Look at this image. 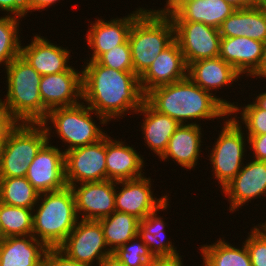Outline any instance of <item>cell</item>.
I'll return each mask as SVG.
<instances>
[{
    "label": "cell",
    "mask_w": 266,
    "mask_h": 266,
    "mask_svg": "<svg viewBox=\"0 0 266 266\" xmlns=\"http://www.w3.org/2000/svg\"><path fill=\"white\" fill-rule=\"evenodd\" d=\"M83 64L82 100L108 123L134 115L142 106L145 94L134 72L104 67L97 61Z\"/></svg>",
    "instance_id": "1"
},
{
    "label": "cell",
    "mask_w": 266,
    "mask_h": 266,
    "mask_svg": "<svg viewBox=\"0 0 266 266\" xmlns=\"http://www.w3.org/2000/svg\"><path fill=\"white\" fill-rule=\"evenodd\" d=\"M145 101L179 124L202 125L199 123L201 120L218 121L221 118L220 122L230 116V111L215 96L196 85L188 76L151 89L145 94Z\"/></svg>",
    "instance_id": "2"
},
{
    "label": "cell",
    "mask_w": 266,
    "mask_h": 266,
    "mask_svg": "<svg viewBox=\"0 0 266 266\" xmlns=\"http://www.w3.org/2000/svg\"><path fill=\"white\" fill-rule=\"evenodd\" d=\"M3 71L6 73L4 109L19 123H41L48 113L40 97L41 75L21 55Z\"/></svg>",
    "instance_id": "3"
},
{
    "label": "cell",
    "mask_w": 266,
    "mask_h": 266,
    "mask_svg": "<svg viewBox=\"0 0 266 266\" xmlns=\"http://www.w3.org/2000/svg\"><path fill=\"white\" fill-rule=\"evenodd\" d=\"M95 117L100 122H98L99 125ZM41 124L46 130L49 142H52L51 137L57 136L64 147L67 146L62 149L64 153L77 147L96 143L108 132L103 130V125L107 126L108 122L83 101L73 106L48 111Z\"/></svg>",
    "instance_id": "4"
},
{
    "label": "cell",
    "mask_w": 266,
    "mask_h": 266,
    "mask_svg": "<svg viewBox=\"0 0 266 266\" xmlns=\"http://www.w3.org/2000/svg\"><path fill=\"white\" fill-rule=\"evenodd\" d=\"M78 220L75 197L69 186L59 191L42 193L33 208L32 235L48 248H58Z\"/></svg>",
    "instance_id": "5"
},
{
    "label": "cell",
    "mask_w": 266,
    "mask_h": 266,
    "mask_svg": "<svg viewBox=\"0 0 266 266\" xmlns=\"http://www.w3.org/2000/svg\"><path fill=\"white\" fill-rule=\"evenodd\" d=\"M174 40L175 27L170 16L154 7L146 8L135 19L128 35L134 73L140 77Z\"/></svg>",
    "instance_id": "6"
},
{
    "label": "cell",
    "mask_w": 266,
    "mask_h": 266,
    "mask_svg": "<svg viewBox=\"0 0 266 266\" xmlns=\"http://www.w3.org/2000/svg\"><path fill=\"white\" fill-rule=\"evenodd\" d=\"M222 123L220 124L221 131H218L220 133L215 138L213 146L211 144L204 148H208L209 159L207 160L210 161L209 164L212 167V178L216 179L218 183L216 185H219L218 188L221 190L241 171L246 162L244 160L249 158L247 156L248 137L244 129L231 116H228Z\"/></svg>",
    "instance_id": "7"
},
{
    "label": "cell",
    "mask_w": 266,
    "mask_h": 266,
    "mask_svg": "<svg viewBox=\"0 0 266 266\" xmlns=\"http://www.w3.org/2000/svg\"><path fill=\"white\" fill-rule=\"evenodd\" d=\"M47 141L41 123H18L3 145L0 178L25 177L29 165Z\"/></svg>",
    "instance_id": "8"
},
{
    "label": "cell",
    "mask_w": 266,
    "mask_h": 266,
    "mask_svg": "<svg viewBox=\"0 0 266 266\" xmlns=\"http://www.w3.org/2000/svg\"><path fill=\"white\" fill-rule=\"evenodd\" d=\"M58 248L74 261L89 266H98L112 253L106 245L100 222L95 220L79 219Z\"/></svg>",
    "instance_id": "9"
},
{
    "label": "cell",
    "mask_w": 266,
    "mask_h": 266,
    "mask_svg": "<svg viewBox=\"0 0 266 266\" xmlns=\"http://www.w3.org/2000/svg\"><path fill=\"white\" fill-rule=\"evenodd\" d=\"M67 186L106 180V135L64 153Z\"/></svg>",
    "instance_id": "10"
},
{
    "label": "cell",
    "mask_w": 266,
    "mask_h": 266,
    "mask_svg": "<svg viewBox=\"0 0 266 266\" xmlns=\"http://www.w3.org/2000/svg\"><path fill=\"white\" fill-rule=\"evenodd\" d=\"M144 175L139 178L116 181L115 211L133 215L139 220L144 219L148 214L159 209L169 198L165 195L154 193V185L151 177ZM155 194V195H154Z\"/></svg>",
    "instance_id": "11"
},
{
    "label": "cell",
    "mask_w": 266,
    "mask_h": 266,
    "mask_svg": "<svg viewBox=\"0 0 266 266\" xmlns=\"http://www.w3.org/2000/svg\"><path fill=\"white\" fill-rule=\"evenodd\" d=\"M178 42L187 66L194 61L219 57V29L202 22L173 21Z\"/></svg>",
    "instance_id": "12"
},
{
    "label": "cell",
    "mask_w": 266,
    "mask_h": 266,
    "mask_svg": "<svg viewBox=\"0 0 266 266\" xmlns=\"http://www.w3.org/2000/svg\"><path fill=\"white\" fill-rule=\"evenodd\" d=\"M220 192L227 198L230 214L249 205V201H262L266 198V161L246 160L241 171Z\"/></svg>",
    "instance_id": "13"
},
{
    "label": "cell",
    "mask_w": 266,
    "mask_h": 266,
    "mask_svg": "<svg viewBox=\"0 0 266 266\" xmlns=\"http://www.w3.org/2000/svg\"><path fill=\"white\" fill-rule=\"evenodd\" d=\"M62 147L47 141L29 165L25 177L39 194L67 187Z\"/></svg>",
    "instance_id": "14"
},
{
    "label": "cell",
    "mask_w": 266,
    "mask_h": 266,
    "mask_svg": "<svg viewBox=\"0 0 266 266\" xmlns=\"http://www.w3.org/2000/svg\"><path fill=\"white\" fill-rule=\"evenodd\" d=\"M136 8V10L124 17H116L104 20L96 17L95 22L90 21L88 24L85 40L90 54L88 59L84 61H96L103 53L109 51L115 46L124 44L128 40L130 28L135 19L146 9L145 7ZM90 26V27H89ZM91 55V57H90Z\"/></svg>",
    "instance_id": "15"
},
{
    "label": "cell",
    "mask_w": 266,
    "mask_h": 266,
    "mask_svg": "<svg viewBox=\"0 0 266 266\" xmlns=\"http://www.w3.org/2000/svg\"><path fill=\"white\" fill-rule=\"evenodd\" d=\"M187 76L196 85L215 96L229 111L234 107L235 101L230 102L226 98L223 99V96H217L216 93L217 91L219 93V90H223V88L224 90L227 89L226 87L229 85L233 87L237 81V85L240 86L239 82L241 81L239 80L243 79V76L220 57L201 59L190 63Z\"/></svg>",
    "instance_id": "16"
},
{
    "label": "cell",
    "mask_w": 266,
    "mask_h": 266,
    "mask_svg": "<svg viewBox=\"0 0 266 266\" xmlns=\"http://www.w3.org/2000/svg\"><path fill=\"white\" fill-rule=\"evenodd\" d=\"M69 187L79 219L98 221L115 211L116 181L86 182Z\"/></svg>",
    "instance_id": "17"
},
{
    "label": "cell",
    "mask_w": 266,
    "mask_h": 266,
    "mask_svg": "<svg viewBox=\"0 0 266 266\" xmlns=\"http://www.w3.org/2000/svg\"><path fill=\"white\" fill-rule=\"evenodd\" d=\"M32 39V40H31ZM29 44H21L20 55L41 75L58 74L69 71L73 66L70 65L71 49L57 45L41 34L34 35ZM69 64V65H68Z\"/></svg>",
    "instance_id": "18"
},
{
    "label": "cell",
    "mask_w": 266,
    "mask_h": 266,
    "mask_svg": "<svg viewBox=\"0 0 266 266\" xmlns=\"http://www.w3.org/2000/svg\"><path fill=\"white\" fill-rule=\"evenodd\" d=\"M39 90L42 104L48 111L79 104L82 101V70L73 66L69 71L41 76Z\"/></svg>",
    "instance_id": "19"
},
{
    "label": "cell",
    "mask_w": 266,
    "mask_h": 266,
    "mask_svg": "<svg viewBox=\"0 0 266 266\" xmlns=\"http://www.w3.org/2000/svg\"><path fill=\"white\" fill-rule=\"evenodd\" d=\"M188 66L176 40L166 47L139 77L144 94L155 87L171 84L187 77Z\"/></svg>",
    "instance_id": "20"
},
{
    "label": "cell",
    "mask_w": 266,
    "mask_h": 266,
    "mask_svg": "<svg viewBox=\"0 0 266 266\" xmlns=\"http://www.w3.org/2000/svg\"><path fill=\"white\" fill-rule=\"evenodd\" d=\"M125 141L122 138L113 139L109 133L106 134V180H129L146 174L143 169L146 166L144 155L133 144L130 146Z\"/></svg>",
    "instance_id": "21"
},
{
    "label": "cell",
    "mask_w": 266,
    "mask_h": 266,
    "mask_svg": "<svg viewBox=\"0 0 266 266\" xmlns=\"http://www.w3.org/2000/svg\"><path fill=\"white\" fill-rule=\"evenodd\" d=\"M201 125L180 124L171 138L163 155L159 158L162 161L172 160L177 166L189 169H195L202 156L203 149V128ZM202 147V148H201ZM199 159V160H198Z\"/></svg>",
    "instance_id": "22"
},
{
    "label": "cell",
    "mask_w": 266,
    "mask_h": 266,
    "mask_svg": "<svg viewBox=\"0 0 266 266\" xmlns=\"http://www.w3.org/2000/svg\"><path fill=\"white\" fill-rule=\"evenodd\" d=\"M263 50L264 42L246 36L221 37L219 57L249 78L259 69Z\"/></svg>",
    "instance_id": "23"
},
{
    "label": "cell",
    "mask_w": 266,
    "mask_h": 266,
    "mask_svg": "<svg viewBox=\"0 0 266 266\" xmlns=\"http://www.w3.org/2000/svg\"><path fill=\"white\" fill-rule=\"evenodd\" d=\"M138 113L144 119L142 123L138 122L141 124L144 145L160 158L167 148L169 139L180 124L170 116L157 112L146 101L135 112L136 115Z\"/></svg>",
    "instance_id": "24"
},
{
    "label": "cell",
    "mask_w": 266,
    "mask_h": 266,
    "mask_svg": "<svg viewBox=\"0 0 266 266\" xmlns=\"http://www.w3.org/2000/svg\"><path fill=\"white\" fill-rule=\"evenodd\" d=\"M49 248L33 235L3 238L0 266H43Z\"/></svg>",
    "instance_id": "25"
},
{
    "label": "cell",
    "mask_w": 266,
    "mask_h": 266,
    "mask_svg": "<svg viewBox=\"0 0 266 266\" xmlns=\"http://www.w3.org/2000/svg\"><path fill=\"white\" fill-rule=\"evenodd\" d=\"M221 37L248 38L266 41V7L253 6L236 9L219 27Z\"/></svg>",
    "instance_id": "26"
},
{
    "label": "cell",
    "mask_w": 266,
    "mask_h": 266,
    "mask_svg": "<svg viewBox=\"0 0 266 266\" xmlns=\"http://www.w3.org/2000/svg\"><path fill=\"white\" fill-rule=\"evenodd\" d=\"M170 198L156 211L148 214L144 219L140 220V225L138 227V237L147 245L150 252L155 258L158 257H172L181 254L180 250H177L175 243L166 234L165 228L167 222H165V217L159 215V211H168Z\"/></svg>",
    "instance_id": "27"
},
{
    "label": "cell",
    "mask_w": 266,
    "mask_h": 266,
    "mask_svg": "<svg viewBox=\"0 0 266 266\" xmlns=\"http://www.w3.org/2000/svg\"><path fill=\"white\" fill-rule=\"evenodd\" d=\"M235 10L224 0H194L184 3L170 18L172 21L202 22L219 29Z\"/></svg>",
    "instance_id": "28"
},
{
    "label": "cell",
    "mask_w": 266,
    "mask_h": 266,
    "mask_svg": "<svg viewBox=\"0 0 266 266\" xmlns=\"http://www.w3.org/2000/svg\"><path fill=\"white\" fill-rule=\"evenodd\" d=\"M200 246V247H199ZM201 266H252L248 249L244 242L236 246L219 237L211 244H201ZM242 246V247H240Z\"/></svg>",
    "instance_id": "29"
},
{
    "label": "cell",
    "mask_w": 266,
    "mask_h": 266,
    "mask_svg": "<svg viewBox=\"0 0 266 266\" xmlns=\"http://www.w3.org/2000/svg\"><path fill=\"white\" fill-rule=\"evenodd\" d=\"M103 228L107 247L113 253L118 247L138 236L140 220L133 215L114 211L98 220Z\"/></svg>",
    "instance_id": "30"
},
{
    "label": "cell",
    "mask_w": 266,
    "mask_h": 266,
    "mask_svg": "<svg viewBox=\"0 0 266 266\" xmlns=\"http://www.w3.org/2000/svg\"><path fill=\"white\" fill-rule=\"evenodd\" d=\"M39 193L26 177L0 178V202L17 207L33 209Z\"/></svg>",
    "instance_id": "31"
},
{
    "label": "cell",
    "mask_w": 266,
    "mask_h": 266,
    "mask_svg": "<svg viewBox=\"0 0 266 266\" xmlns=\"http://www.w3.org/2000/svg\"><path fill=\"white\" fill-rule=\"evenodd\" d=\"M33 209L0 203V223L3 237L32 235Z\"/></svg>",
    "instance_id": "32"
},
{
    "label": "cell",
    "mask_w": 266,
    "mask_h": 266,
    "mask_svg": "<svg viewBox=\"0 0 266 266\" xmlns=\"http://www.w3.org/2000/svg\"><path fill=\"white\" fill-rule=\"evenodd\" d=\"M20 22L22 19L14 16H0V67L2 68L20 55L22 44Z\"/></svg>",
    "instance_id": "33"
},
{
    "label": "cell",
    "mask_w": 266,
    "mask_h": 266,
    "mask_svg": "<svg viewBox=\"0 0 266 266\" xmlns=\"http://www.w3.org/2000/svg\"><path fill=\"white\" fill-rule=\"evenodd\" d=\"M229 114L244 129L247 136L266 134V111L260 109L253 101H249L247 105L244 103L243 106L239 101L235 102Z\"/></svg>",
    "instance_id": "34"
},
{
    "label": "cell",
    "mask_w": 266,
    "mask_h": 266,
    "mask_svg": "<svg viewBox=\"0 0 266 266\" xmlns=\"http://www.w3.org/2000/svg\"><path fill=\"white\" fill-rule=\"evenodd\" d=\"M113 254L125 266H147L148 262L155 258L147 245L138 236L118 247Z\"/></svg>",
    "instance_id": "35"
},
{
    "label": "cell",
    "mask_w": 266,
    "mask_h": 266,
    "mask_svg": "<svg viewBox=\"0 0 266 266\" xmlns=\"http://www.w3.org/2000/svg\"><path fill=\"white\" fill-rule=\"evenodd\" d=\"M100 65L123 72H134L129 41L103 53L97 60Z\"/></svg>",
    "instance_id": "36"
},
{
    "label": "cell",
    "mask_w": 266,
    "mask_h": 266,
    "mask_svg": "<svg viewBox=\"0 0 266 266\" xmlns=\"http://www.w3.org/2000/svg\"><path fill=\"white\" fill-rule=\"evenodd\" d=\"M252 226L243 242L248 249L252 266H266V231L259 224Z\"/></svg>",
    "instance_id": "37"
},
{
    "label": "cell",
    "mask_w": 266,
    "mask_h": 266,
    "mask_svg": "<svg viewBox=\"0 0 266 266\" xmlns=\"http://www.w3.org/2000/svg\"><path fill=\"white\" fill-rule=\"evenodd\" d=\"M29 0H0L2 15L14 16L24 19L28 15Z\"/></svg>",
    "instance_id": "38"
},
{
    "label": "cell",
    "mask_w": 266,
    "mask_h": 266,
    "mask_svg": "<svg viewBox=\"0 0 266 266\" xmlns=\"http://www.w3.org/2000/svg\"><path fill=\"white\" fill-rule=\"evenodd\" d=\"M43 266H89L74 261L59 248H49L44 258Z\"/></svg>",
    "instance_id": "39"
},
{
    "label": "cell",
    "mask_w": 266,
    "mask_h": 266,
    "mask_svg": "<svg viewBox=\"0 0 266 266\" xmlns=\"http://www.w3.org/2000/svg\"><path fill=\"white\" fill-rule=\"evenodd\" d=\"M247 137L250 150L248 156L254 160L266 161V134Z\"/></svg>",
    "instance_id": "40"
},
{
    "label": "cell",
    "mask_w": 266,
    "mask_h": 266,
    "mask_svg": "<svg viewBox=\"0 0 266 266\" xmlns=\"http://www.w3.org/2000/svg\"><path fill=\"white\" fill-rule=\"evenodd\" d=\"M18 121L5 109L0 112V142H5Z\"/></svg>",
    "instance_id": "41"
},
{
    "label": "cell",
    "mask_w": 266,
    "mask_h": 266,
    "mask_svg": "<svg viewBox=\"0 0 266 266\" xmlns=\"http://www.w3.org/2000/svg\"><path fill=\"white\" fill-rule=\"evenodd\" d=\"M183 255L179 254L172 257H158L148 262L147 266H185L182 259Z\"/></svg>",
    "instance_id": "42"
},
{
    "label": "cell",
    "mask_w": 266,
    "mask_h": 266,
    "mask_svg": "<svg viewBox=\"0 0 266 266\" xmlns=\"http://www.w3.org/2000/svg\"><path fill=\"white\" fill-rule=\"evenodd\" d=\"M60 2V0H29L28 3V14H32L34 11H48V8H51L52 6L56 5V3ZM55 3V4H54ZM51 6V7H50ZM46 8V9H45Z\"/></svg>",
    "instance_id": "43"
},
{
    "label": "cell",
    "mask_w": 266,
    "mask_h": 266,
    "mask_svg": "<svg viewBox=\"0 0 266 266\" xmlns=\"http://www.w3.org/2000/svg\"><path fill=\"white\" fill-rule=\"evenodd\" d=\"M194 0H166L163 7L158 8L157 11L165 14L171 15L174 14L184 3Z\"/></svg>",
    "instance_id": "44"
},
{
    "label": "cell",
    "mask_w": 266,
    "mask_h": 266,
    "mask_svg": "<svg viewBox=\"0 0 266 266\" xmlns=\"http://www.w3.org/2000/svg\"><path fill=\"white\" fill-rule=\"evenodd\" d=\"M255 78L258 81L259 79H266V41L264 42V50H263V59L261 62V65L259 67V69L250 77V78Z\"/></svg>",
    "instance_id": "45"
},
{
    "label": "cell",
    "mask_w": 266,
    "mask_h": 266,
    "mask_svg": "<svg viewBox=\"0 0 266 266\" xmlns=\"http://www.w3.org/2000/svg\"><path fill=\"white\" fill-rule=\"evenodd\" d=\"M98 266H125L113 253L107 255Z\"/></svg>",
    "instance_id": "46"
},
{
    "label": "cell",
    "mask_w": 266,
    "mask_h": 266,
    "mask_svg": "<svg viewBox=\"0 0 266 266\" xmlns=\"http://www.w3.org/2000/svg\"><path fill=\"white\" fill-rule=\"evenodd\" d=\"M225 2L231 4L236 9H244L253 7L252 0H224Z\"/></svg>",
    "instance_id": "47"
},
{
    "label": "cell",
    "mask_w": 266,
    "mask_h": 266,
    "mask_svg": "<svg viewBox=\"0 0 266 266\" xmlns=\"http://www.w3.org/2000/svg\"><path fill=\"white\" fill-rule=\"evenodd\" d=\"M258 93V95L253 94L255 97L252 100L260 109L266 111V91Z\"/></svg>",
    "instance_id": "48"
},
{
    "label": "cell",
    "mask_w": 266,
    "mask_h": 266,
    "mask_svg": "<svg viewBox=\"0 0 266 266\" xmlns=\"http://www.w3.org/2000/svg\"><path fill=\"white\" fill-rule=\"evenodd\" d=\"M252 4L254 6H265L266 7V0H252Z\"/></svg>",
    "instance_id": "49"
},
{
    "label": "cell",
    "mask_w": 266,
    "mask_h": 266,
    "mask_svg": "<svg viewBox=\"0 0 266 266\" xmlns=\"http://www.w3.org/2000/svg\"><path fill=\"white\" fill-rule=\"evenodd\" d=\"M5 142H0V165H1V158H2V150H3V145Z\"/></svg>",
    "instance_id": "50"
},
{
    "label": "cell",
    "mask_w": 266,
    "mask_h": 266,
    "mask_svg": "<svg viewBox=\"0 0 266 266\" xmlns=\"http://www.w3.org/2000/svg\"><path fill=\"white\" fill-rule=\"evenodd\" d=\"M4 109L3 107V100L2 97H0V112Z\"/></svg>",
    "instance_id": "51"
},
{
    "label": "cell",
    "mask_w": 266,
    "mask_h": 266,
    "mask_svg": "<svg viewBox=\"0 0 266 266\" xmlns=\"http://www.w3.org/2000/svg\"><path fill=\"white\" fill-rule=\"evenodd\" d=\"M1 203V202H0ZM3 232H2V229H1V223H0V241L3 239Z\"/></svg>",
    "instance_id": "52"
}]
</instances>
